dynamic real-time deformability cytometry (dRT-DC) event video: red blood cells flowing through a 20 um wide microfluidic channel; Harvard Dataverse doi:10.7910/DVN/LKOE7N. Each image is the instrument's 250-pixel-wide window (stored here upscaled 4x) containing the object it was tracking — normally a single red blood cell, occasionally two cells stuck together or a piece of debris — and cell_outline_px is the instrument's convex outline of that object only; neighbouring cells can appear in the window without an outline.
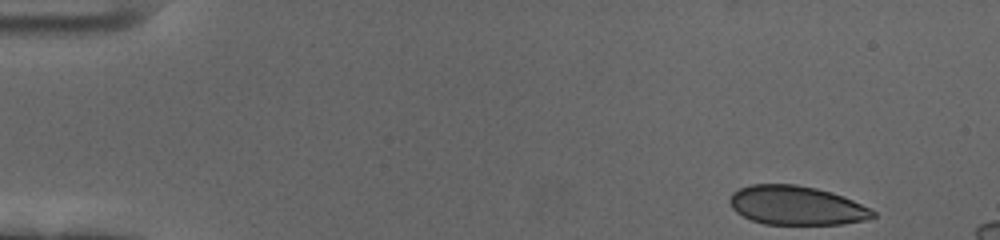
{"species": "human", "species_latin": "Homo sapiens", "temperature_condition": "cold", "stored_images_in_passage": 55, "camera_frame_rate_fps": 3000, "um_per_image_px": 0.085, "donor": {"sex": "female"}, "frame": {"image": 1, "passage_image": 1, "time_ms": 0.0, "image_size_px": [1000, 240], "cell_outline_px": [[876, 216], [864, 220], [840, 224], [764, 224], [752, 220], [736, 212], [732, 208], [728, 200], [732, 192], [740, 188], [752, 184], [796, 184], [816, 188], [832, 192], [852, 200], [876, 212]], "centroid_in_image_um": [67.66, 17.46], "position_along_channel_um": 17.3, "area_um2": 32.43}}
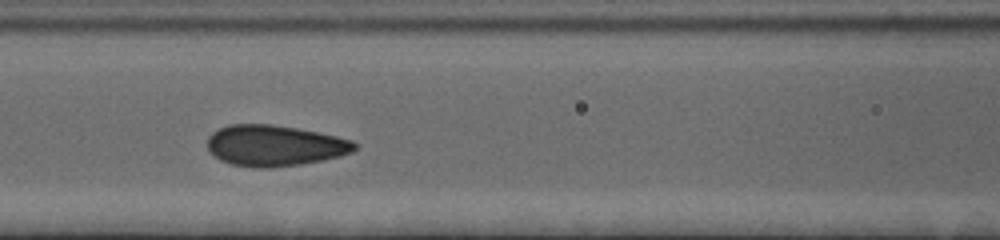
{"frame": {"image": 2, "passage_image": 22, "time_ms": 7.0, "image_size_px": [1000, 240], "cell_outline_px": [[356, 148], [352, 152], [340, 156], [300, 164], [268, 168], [252, 168], [232, 164], [220, 160], [208, 148], [208, 136], [212, 132], [228, 124], [272, 124], [296, 128], [336, 136], [352, 140], [356, 144]], "centroid_in_image_um": [23.33, 12.37], "position_along_channel_um": 143.3, "area_um2": 34.97}}
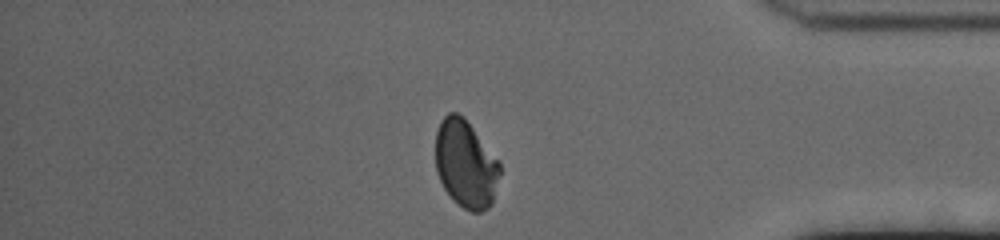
{"frame": {"image": 3, "passage_image": 46, "time_ms": 15.0, "image_size_px": [1000, 240], "cell_outline_px": [[500, 172], [492, 204], [488, 208], [480, 212], [472, 212], [464, 208], [452, 200], [444, 188], [436, 172], [436, 132], [440, 120], [448, 112], [456, 112], [464, 116], [500, 160]], "centroid_in_image_um": [39.59, 13.92], "position_along_channel_um": 395.6, "area_um2": 33.35}, "authors_computed_cell_mechanics": {"area_um2": 34.102, "velocity_mm_per_s": 3.4531, "shape_relaxation_time_tau1_ms": 6.7696, "shape_relaxation_time_tau2_ms": null, "deformation_change_tau1": 0.1398, "deformation_change_tau2": null}}